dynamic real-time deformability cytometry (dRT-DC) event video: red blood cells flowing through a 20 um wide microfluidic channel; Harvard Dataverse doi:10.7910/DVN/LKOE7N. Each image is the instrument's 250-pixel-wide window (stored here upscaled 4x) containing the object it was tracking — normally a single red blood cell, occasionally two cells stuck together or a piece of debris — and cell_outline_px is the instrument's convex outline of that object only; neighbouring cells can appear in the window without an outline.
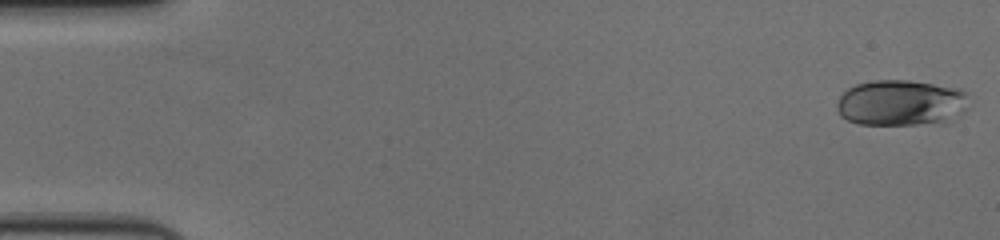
{"species": "human", "species_latin": "Homo sapiens", "temperature_condition": "cold", "stored_images_in_passage": 57, "camera_frame_rate_fps": 3000, "um_per_image_px": 0.085, "donor": {"sex": "female"}, "frame": {"image": 1, "passage_image": 1, "time_ms": 0.0, "image_size_px": [1000, 240], "cell_outline_px": [[968, 108], [960, 116], [944, 124], [856, 124], [840, 116], [836, 108], [836, 104], [840, 96], [848, 88], [856, 84], [872, 80], [908, 80], [960, 88], [968, 92]], "centroid_in_image_um": [76.64, 8.75], "position_along_channel_um": 8.4, "area_um2": 36.07}}
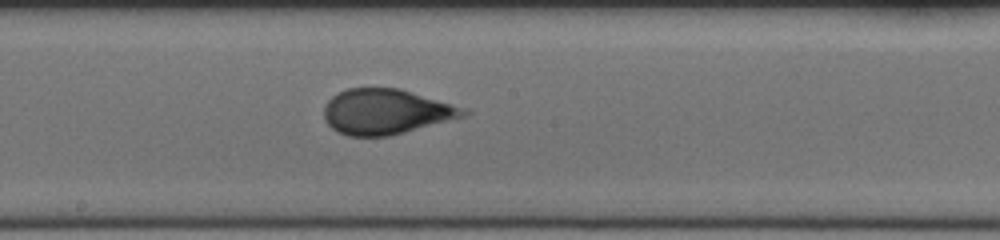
{"frame": {"image": 2, "passage_image": 31, "time_ms": 10.0, "image_size_px": [1000, 240], "cell_outline_px": [[472, 112], [464, 116], [404, 132], [388, 136], [348, 136], [336, 132], [324, 120], [324, 108], [328, 100], [332, 96], [348, 88], [400, 88], [468, 108]], "centroid_in_image_um": [32.82, 9.49], "position_along_channel_um": 215.4, "area_um2": 36.82}}
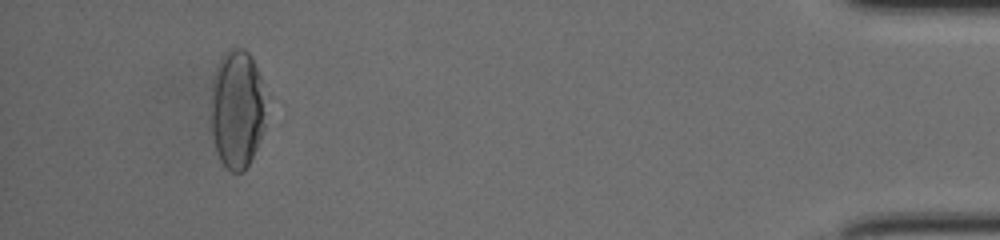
{"frame": {"image": 3, "passage_image": 53, "time_ms": 17.333, "image_size_px": [1000, 240], "cell_outline_px": [[264, 128], [256, 148], [248, 164], [240, 172], [232, 172], [220, 160], [216, 148], [212, 132], [212, 80], [216, 68], [224, 52], [228, 48], [236, 44], [244, 48], [248, 52], [256, 68], [260, 80], [264, 124]], "centroid_in_image_um": [20.11, 9.22], "position_along_channel_um": 415.1, "area_um2": 37.17}}